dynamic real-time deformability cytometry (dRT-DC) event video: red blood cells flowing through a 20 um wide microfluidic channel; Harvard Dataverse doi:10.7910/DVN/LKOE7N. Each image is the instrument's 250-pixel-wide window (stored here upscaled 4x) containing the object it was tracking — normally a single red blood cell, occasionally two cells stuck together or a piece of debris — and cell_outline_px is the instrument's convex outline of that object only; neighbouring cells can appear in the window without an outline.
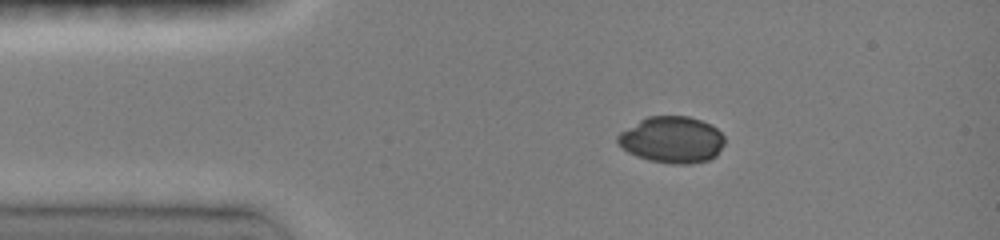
{"species": "common noctule bat (a hibernating species)", "species_latin": "Nyctalus noctula", "temperature_condition": "room temperature", "stored_images_in_passage": 65, "camera_frame_rate_fps": 3000, "um_per_image_px": 0.085, "animal": {"sex": "female", "body_mass_g": 19.0, "forearm_length_mm": 51.5}, "frame": {"image": 1, "passage_image": 8, "time_ms": 2.333, "image_size_px": [1000, 240], "cell_outline_px": [[724, 144], [716, 156], [708, 160], [688, 164], [672, 164], [648, 160], [636, 156], [628, 152], [616, 140], [616, 136], [620, 132], [640, 120], [648, 116], [688, 116], [712, 124], [724, 136]], "centroid_in_image_um": [57.13, 11.88], "position_along_channel_um": 27.9, "area_um2": 29.02}}
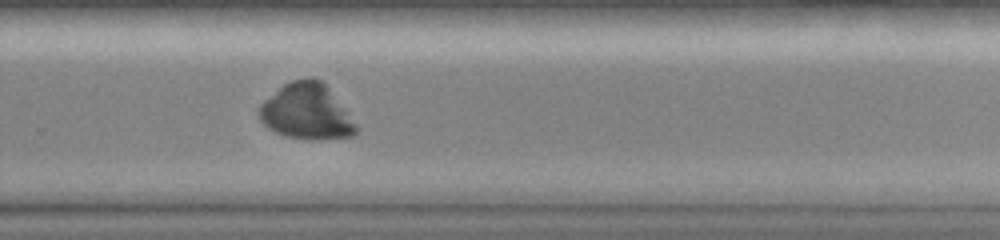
{"frame": {"image": 2, "passage_image": 48, "time_ms": 10.333, "image_size_px": [1000, 240], "cell_outline_px": [[360, 128], [352, 136], [284, 136], [268, 128], [260, 120], [256, 112], [260, 104], [264, 100], [284, 84], [292, 80], [308, 76], [312, 76], [320, 80], [328, 88], [348, 112]], "centroid_in_image_um": [26.02, 9.42], "position_along_channel_um": 303.8, "area_um2": 30.69}}
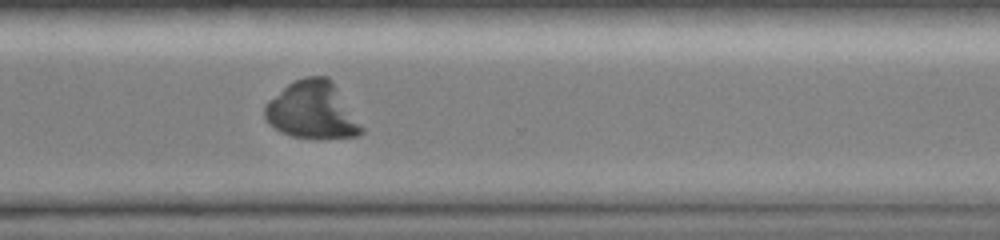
{"frame": {"image": 3, "passage_image": 53, "time_ms": 11.333, "image_size_px": [1000, 240], "cell_outline_px": [[364, 132], [360, 136], [320, 140], [292, 136], [280, 132], [268, 124], [264, 116], [264, 104], [268, 100], [288, 84], [304, 76], [328, 76], [332, 80], [364, 128]], "centroid_in_image_um": [26.55, 9.41], "position_along_channel_um": 344.1, "area_um2": 32.89}}